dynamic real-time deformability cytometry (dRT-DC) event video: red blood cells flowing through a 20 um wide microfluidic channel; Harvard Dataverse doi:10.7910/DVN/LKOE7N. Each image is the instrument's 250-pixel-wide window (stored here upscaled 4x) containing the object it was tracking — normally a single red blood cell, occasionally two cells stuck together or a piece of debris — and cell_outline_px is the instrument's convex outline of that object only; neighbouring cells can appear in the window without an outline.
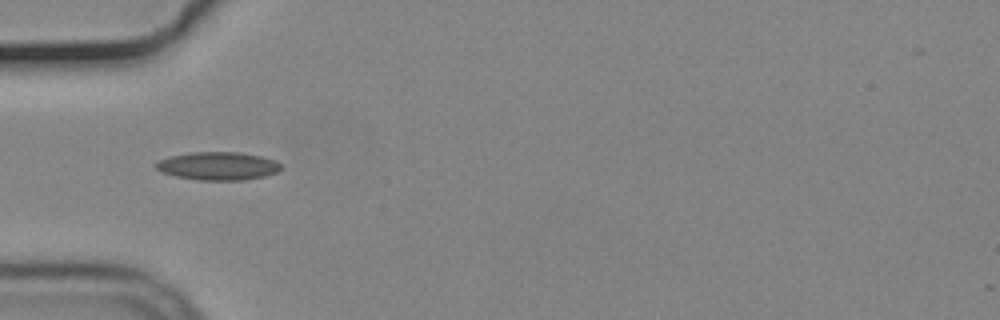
{"species": "common noctule bat (a hibernating species)", "species_latin": "Nyctalus noctula", "temperature_condition": "cold", "stored_images_in_passage": 10, "camera_frame_rate_fps": 3000, "um_per_image_px": 0.085, "animal": {"sex": "male", "body_mass_g": 19.2, "forearm_length_mm": 51.8}, "frame": {"image": 1, "passage_image": 4, "time_ms": 1.0, "image_size_px": [1000, 320], "cell_outline_px": [[284, 168], [276, 172], [264, 176], [244, 180], [200, 180], [176, 176], [160, 172], [156, 168], [156, 160], [168, 156], [192, 152], [240, 152], [260, 156], [276, 160]], "centroid_in_image_um": [18.52, 14.1], "position_along_channel_um": 66.5, "area_um2": 20.63}}
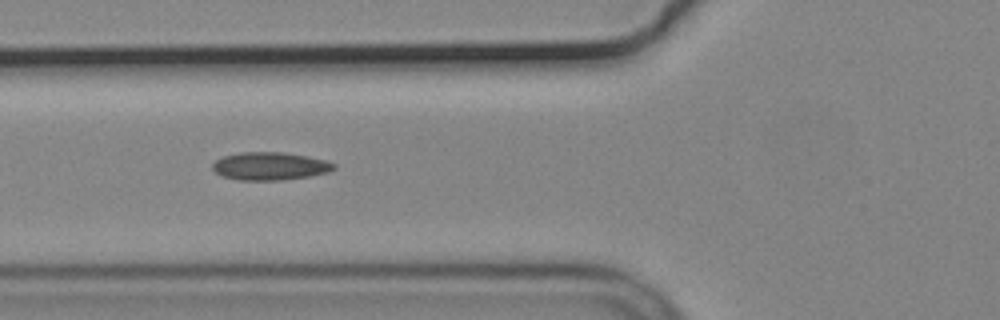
{"frame": {"image": 2, "passage_image": 7, "time_ms": 2.0, "image_size_px": [1000, 320], "cell_outline_px": [[336, 168], [328, 172], [308, 176], [280, 180], [240, 180], [220, 176], [212, 168], [212, 164], [216, 160], [224, 156], [240, 152], [284, 152], [308, 156], [328, 160], [336, 164]], "centroid_in_image_um": [22.96, 14.11], "position_along_channel_um": 102.8, "area_um2": 19.83}}